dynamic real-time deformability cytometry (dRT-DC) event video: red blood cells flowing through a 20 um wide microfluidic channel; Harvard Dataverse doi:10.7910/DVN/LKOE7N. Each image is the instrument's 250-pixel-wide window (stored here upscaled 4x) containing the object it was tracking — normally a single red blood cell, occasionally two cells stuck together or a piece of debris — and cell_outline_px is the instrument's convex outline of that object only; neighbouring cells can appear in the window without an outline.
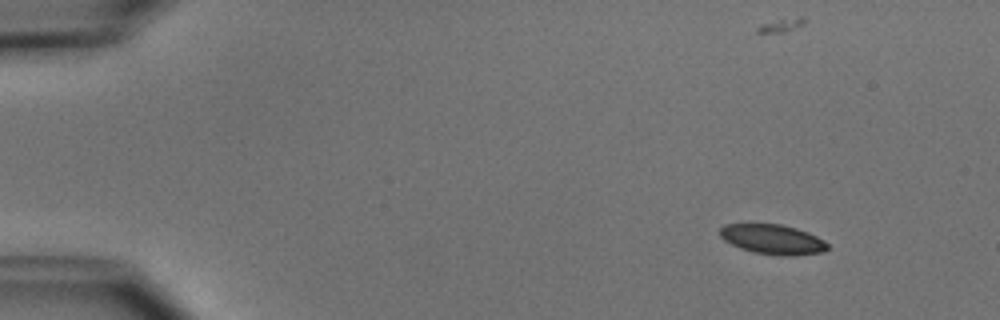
{"species": "common noctule bat (a hibernating species)", "species_latin": "Nyctalus noctula", "temperature_condition": "cold", "stored_images_in_passage": 5, "camera_frame_rate_fps": 3000, "um_per_image_px": 0.085, "animal": {"sex": "male", "body_mass_g": 15.6}, "frame": {"image": 1, "passage_image": 1, "time_ms": 0.0, "image_size_px": [1000, 320], "cell_outline_px": [[828, 248], [824, 252], [796, 256], [780, 256], [752, 252], [740, 248], [724, 240], [720, 236], [720, 228], [724, 224], [780, 224], [796, 228], [808, 232], [824, 240], [828, 244]], "centroid_in_image_um": [65.69, 20.36], "position_along_channel_um": 19.3, "area_um2": 18.84}}
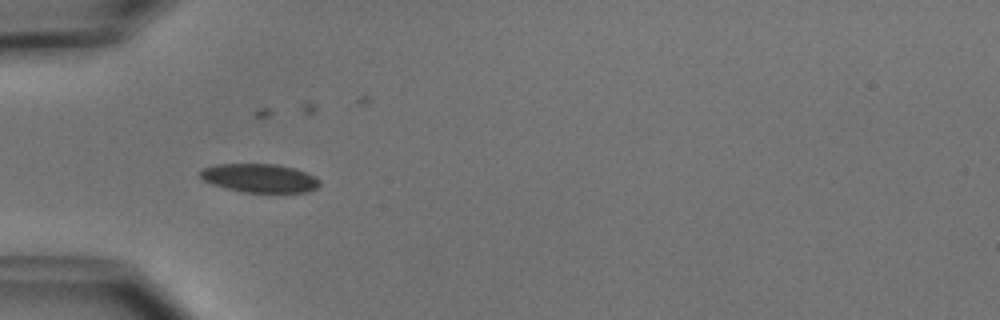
{"frame": {"image": 2, "passage_image": 4, "time_ms": 3.667, "image_size_px": [1000, 320], "cell_outline_px": [[320, 184], [316, 188], [308, 192], [244, 192], [212, 184], [204, 180], [200, 176], [200, 172], [204, 168], [216, 164], [276, 164], [296, 168], [316, 176], [320, 180]], "centroid_in_image_um": [22.12, 15.13], "position_along_channel_um": 62.9, "area_um2": 19.88}}